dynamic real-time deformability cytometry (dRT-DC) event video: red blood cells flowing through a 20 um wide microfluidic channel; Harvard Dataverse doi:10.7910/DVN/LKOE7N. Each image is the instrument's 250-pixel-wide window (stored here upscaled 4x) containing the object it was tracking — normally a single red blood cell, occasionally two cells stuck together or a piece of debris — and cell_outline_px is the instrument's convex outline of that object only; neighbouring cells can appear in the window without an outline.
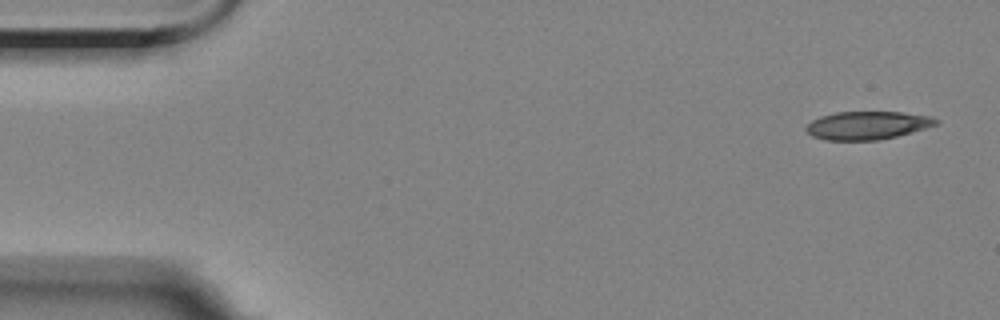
{"species": "Egyptian fruit bat (a non-hibernating species)", "species_latin": "Rousettus aegyptiacus", "temperature_condition": "room temperature", "stored_images_in_passage": 3, "camera_frame_rate_fps": 3000, "um_per_image_px": 0.085, "animal": {"sex": "female"}, "frame": {"image": 1, "passage_image": 1, "time_ms": 0.0, "image_size_px": [1000, 320], "cell_outline_px": [[940, 124], [896, 136], [880, 140], [824, 140], [812, 136], [804, 128], [812, 120], [820, 116], [836, 112], [900, 112], [932, 116], [940, 120]], "centroid_in_image_um": [73.74, 10.65], "position_along_channel_um": 11.3, "area_um2": 21.39}}